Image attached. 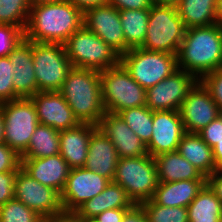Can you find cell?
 I'll use <instances>...</instances> for the list:
<instances>
[{"label":"cell","mask_w":222,"mask_h":222,"mask_svg":"<svg viewBox=\"0 0 222 222\" xmlns=\"http://www.w3.org/2000/svg\"><path fill=\"white\" fill-rule=\"evenodd\" d=\"M205 184L206 180L158 183L151 200L165 207H188Z\"/></svg>","instance_id":"obj_24"},{"label":"cell","mask_w":222,"mask_h":222,"mask_svg":"<svg viewBox=\"0 0 222 222\" xmlns=\"http://www.w3.org/2000/svg\"><path fill=\"white\" fill-rule=\"evenodd\" d=\"M113 182L126 191L135 205L151 200L159 183L155 159L149 154L118 159Z\"/></svg>","instance_id":"obj_5"},{"label":"cell","mask_w":222,"mask_h":222,"mask_svg":"<svg viewBox=\"0 0 222 222\" xmlns=\"http://www.w3.org/2000/svg\"><path fill=\"white\" fill-rule=\"evenodd\" d=\"M121 222H148L146 214L140 205H134L129 209Z\"/></svg>","instance_id":"obj_44"},{"label":"cell","mask_w":222,"mask_h":222,"mask_svg":"<svg viewBox=\"0 0 222 222\" xmlns=\"http://www.w3.org/2000/svg\"><path fill=\"white\" fill-rule=\"evenodd\" d=\"M15 198L34 210L46 222L67 217L63 211L60 194L30 177L21 167L15 178Z\"/></svg>","instance_id":"obj_11"},{"label":"cell","mask_w":222,"mask_h":222,"mask_svg":"<svg viewBox=\"0 0 222 222\" xmlns=\"http://www.w3.org/2000/svg\"><path fill=\"white\" fill-rule=\"evenodd\" d=\"M198 81L192 74L178 69L146 90V106L151 111H179L189 91Z\"/></svg>","instance_id":"obj_12"},{"label":"cell","mask_w":222,"mask_h":222,"mask_svg":"<svg viewBox=\"0 0 222 222\" xmlns=\"http://www.w3.org/2000/svg\"><path fill=\"white\" fill-rule=\"evenodd\" d=\"M38 92L59 91L72 68L63 44L32 41Z\"/></svg>","instance_id":"obj_10"},{"label":"cell","mask_w":222,"mask_h":222,"mask_svg":"<svg viewBox=\"0 0 222 222\" xmlns=\"http://www.w3.org/2000/svg\"><path fill=\"white\" fill-rule=\"evenodd\" d=\"M177 61L178 69L198 80L222 68V27L213 24L186 29Z\"/></svg>","instance_id":"obj_2"},{"label":"cell","mask_w":222,"mask_h":222,"mask_svg":"<svg viewBox=\"0 0 222 222\" xmlns=\"http://www.w3.org/2000/svg\"><path fill=\"white\" fill-rule=\"evenodd\" d=\"M206 184L222 202V170H216L206 178Z\"/></svg>","instance_id":"obj_42"},{"label":"cell","mask_w":222,"mask_h":222,"mask_svg":"<svg viewBox=\"0 0 222 222\" xmlns=\"http://www.w3.org/2000/svg\"><path fill=\"white\" fill-rule=\"evenodd\" d=\"M118 115L147 146L152 137L153 111L145 105L124 109Z\"/></svg>","instance_id":"obj_31"},{"label":"cell","mask_w":222,"mask_h":222,"mask_svg":"<svg viewBox=\"0 0 222 222\" xmlns=\"http://www.w3.org/2000/svg\"><path fill=\"white\" fill-rule=\"evenodd\" d=\"M73 3L83 14L95 7L108 4V0H67Z\"/></svg>","instance_id":"obj_45"},{"label":"cell","mask_w":222,"mask_h":222,"mask_svg":"<svg viewBox=\"0 0 222 222\" xmlns=\"http://www.w3.org/2000/svg\"><path fill=\"white\" fill-rule=\"evenodd\" d=\"M0 222H46L34 210L16 198L0 206Z\"/></svg>","instance_id":"obj_34"},{"label":"cell","mask_w":222,"mask_h":222,"mask_svg":"<svg viewBox=\"0 0 222 222\" xmlns=\"http://www.w3.org/2000/svg\"><path fill=\"white\" fill-rule=\"evenodd\" d=\"M199 81L209 91L210 96L222 113V68L206 74Z\"/></svg>","instance_id":"obj_37"},{"label":"cell","mask_w":222,"mask_h":222,"mask_svg":"<svg viewBox=\"0 0 222 222\" xmlns=\"http://www.w3.org/2000/svg\"><path fill=\"white\" fill-rule=\"evenodd\" d=\"M30 99L35 106L39 124L50 126L58 131L70 129L79 124L59 91L37 92Z\"/></svg>","instance_id":"obj_17"},{"label":"cell","mask_w":222,"mask_h":222,"mask_svg":"<svg viewBox=\"0 0 222 222\" xmlns=\"http://www.w3.org/2000/svg\"><path fill=\"white\" fill-rule=\"evenodd\" d=\"M148 222H188L187 207H165L148 200L139 204Z\"/></svg>","instance_id":"obj_33"},{"label":"cell","mask_w":222,"mask_h":222,"mask_svg":"<svg viewBox=\"0 0 222 222\" xmlns=\"http://www.w3.org/2000/svg\"><path fill=\"white\" fill-rule=\"evenodd\" d=\"M55 222H74L69 216Z\"/></svg>","instance_id":"obj_52"},{"label":"cell","mask_w":222,"mask_h":222,"mask_svg":"<svg viewBox=\"0 0 222 222\" xmlns=\"http://www.w3.org/2000/svg\"><path fill=\"white\" fill-rule=\"evenodd\" d=\"M211 148L222 142V113L197 133Z\"/></svg>","instance_id":"obj_39"},{"label":"cell","mask_w":222,"mask_h":222,"mask_svg":"<svg viewBox=\"0 0 222 222\" xmlns=\"http://www.w3.org/2000/svg\"><path fill=\"white\" fill-rule=\"evenodd\" d=\"M59 93L64 97L79 123L99 125L105 113L99 71L72 67Z\"/></svg>","instance_id":"obj_3"},{"label":"cell","mask_w":222,"mask_h":222,"mask_svg":"<svg viewBox=\"0 0 222 222\" xmlns=\"http://www.w3.org/2000/svg\"><path fill=\"white\" fill-rule=\"evenodd\" d=\"M128 210L123 208L106 210L98 214L95 219L98 222H121Z\"/></svg>","instance_id":"obj_43"},{"label":"cell","mask_w":222,"mask_h":222,"mask_svg":"<svg viewBox=\"0 0 222 222\" xmlns=\"http://www.w3.org/2000/svg\"><path fill=\"white\" fill-rule=\"evenodd\" d=\"M8 57L13 68L14 100L32 97L38 92L32 58V41L24 37Z\"/></svg>","instance_id":"obj_18"},{"label":"cell","mask_w":222,"mask_h":222,"mask_svg":"<svg viewBox=\"0 0 222 222\" xmlns=\"http://www.w3.org/2000/svg\"><path fill=\"white\" fill-rule=\"evenodd\" d=\"M119 13L125 36L126 52L133 48H140L146 38L149 9L119 10Z\"/></svg>","instance_id":"obj_29"},{"label":"cell","mask_w":222,"mask_h":222,"mask_svg":"<svg viewBox=\"0 0 222 222\" xmlns=\"http://www.w3.org/2000/svg\"><path fill=\"white\" fill-rule=\"evenodd\" d=\"M185 134L179 111H153L152 137L146 146L147 153L153 158L169 152H175Z\"/></svg>","instance_id":"obj_16"},{"label":"cell","mask_w":222,"mask_h":222,"mask_svg":"<svg viewBox=\"0 0 222 222\" xmlns=\"http://www.w3.org/2000/svg\"><path fill=\"white\" fill-rule=\"evenodd\" d=\"M120 63L144 89L172 75L178 70L177 55L133 48L120 56Z\"/></svg>","instance_id":"obj_8"},{"label":"cell","mask_w":222,"mask_h":222,"mask_svg":"<svg viewBox=\"0 0 222 222\" xmlns=\"http://www.w3.org/2000/svg\"><path fill=\"white\" fill-rule=\"evenodd\" d=\"M4 118V142L20 156L27 150L39 125L35 106L30 98H18L0 104Z\"/></svg>","instance_id":"obj_9"},{"label":"cell","mask_w":222,"mask_h":222,"mask_svg":"<svg viewBox=\"0 0 222 222\" xmlns=\"http://www.w3.org/2000/svg\"><path fill=\"white\" fill-rule=\"evenodd\" d=\"M63 45L72 67L103 71L120 63V55L84 25Z\"/></svg>","instance_id":"obj_4"},{"label":"cell","mask_w":222,"mask_h":222,"mask_svg":"<svg viewBox=\"0 0 222 222\" xmlns=\"http://www.w3.org/2000/svg\"><path fill=\"white\" fill-rule=\"evenodd\" d=\"M97 127L89 123H79L73 128L60 131L59 154L71 169L85 166L89 139Z\"/></svg>","instance_id":"obj_22"},{"label":"cell","mask_w":222,"mask_h":222,"mask_svg":"<svg viewBox=\"0 0 222 222\" xmlns=\"http://www.w3.org/2000/svg\"><path fill=\"white\" fill-rule=\"evenodd\" d=\"M62 0H30L31 5L36 4H44V3H51V2H59Z\"/></svg>","instance_id":"obj_50"},{"label":"cell","mask_w":222,"mask_h":222,"mask_svg":"<svg viewBox=\"0 0 222 222\" xmlns=\"http://www.w3.org/2000/svg\"><path fill=\"white\" fill-rule=\"evenodd\" d=\"M212 149L217 170H222V142L216 143Z\"/></svg>","instance_id":"obj_46"},{"label":"cell","mask_w":222,"mask_h":222,"mask_svg":"<svg viewBox=\"0 0 222 222\" xmlns=\"http://www.w3.org/2000/svg\"><path fill=\"white\" fill-rule=\"evenodd\" d=\"M215 17L216 24L222 27V0H217Z\"/></svg>","instance_id":"obj_48"},{"label":"cell","mask_w":222,"mask_h":222,"mask_svg":"<svg viewBox=\"0 0 222 222\" xmlns=\"http://www.w3.org/2000/svg\"><path fill=\"white\" fill-rule=\"evenodd\" d=\"M108 4H111L117 10H140L150 9L152 0H108Z\"/></svg>","instance_id":"obj_41"},{"label":"cell","mask_w":222,"mask_h":222,"mask_svg":"<svg viewBox=\"0 0 222 222\" xmlns=\"http://www.w3.org/2000/svg\"><path fill=\"white\" fill-rule=\"evenodd\" d=\"M185 30L177 7L152 4L146 38L141 48L177 55Z\"/></svg>","instance_id":"obj_7"},{"label":"cell","mask_w":222,"mask_h":222,"mask_svg":"<svg viewBox=\"0 0 222 222\" xmlns=\"http://www.w3.org/2000/svg\"><path fill=\"white\" fill-rule=\"evenodd\" d=\"M4 118H3V114L2 111L0 109V143L4 142Z\"/></svg>","instance_id":"obj_49"},{"label":"cell","mask_w":222,"mask_h":222,"mask_svg":"<svg viewBox=\"0 0 222 222\" xmlns=\"http://www.w3.org/2000/svg\"><path fill=\"white\" fill-rule=\"evenodd\" d=\"M83 25L99 36L120 56L126 53L120 13L111 4H105L86 11L83 17Z\"/></svg>","instance_id":"obj_15"},{"label":"cell","mask_w":222,"mask_h":222,"mask_svg":"<svg viewBox=\"0 0 222 222\" xmlns=\"http://www.w3.org/2000/svg\"><path fill=\"white\" fill-rule=\"evenodd\" d=\"M99 74L105 112L118 114L127 108L146 105V89L131 77L121 63L99 71Z\"/></svg>","instance_id":"obj_6"},{"label":"cell","mask_w":222,"mask_h":222,"mask_svg":"<svg viewBox=\"0 0 222 222\" xmlns=\"http://www.w3.org/2000/svg\"><path fill=\"white\" fill-rule=\"evenodd\" d=\"M111 181L84 167L72 168L60 193V200L66 216H70L85 201L103 192Z\"/></svg>","instance_id":"obj_13"},{"label":"cell","mask_w":222,"mask_h":222,"mask_svg":"<svg viewBox=\"0 0 222 222\" xmlns=\"http://www.w3.org/2000/svg\"><path fill=\"white\" fill-rule=\"evenodd\" d=\"M115 146L98 127L89 139L87 159L84 168L113 181L118 163Z\"/></svg>","instance_id":"obj_21"},{"label":"cell","mask_w":222,"mask_h":222,"mask_svg":"<svg viewBox=\"0 0 222 222\" xmlns=\"http://www.w3.org/2000/svg\"><path fill=\"white\" fill-rule=\"evenodd\" d=\"M17 172L0 173V206L15 198V178Z\"/></svg>","instance_id":"obj_40"},{"label":"cell","mask_w":222,"mask_h":222,"mask_svg":"<svg viewBox=\"0 0 222 222\" xmlns=\"http://www.w3.org/2000/svg\"><path fill=\"white\" fill-rule=\"evenodd\" d=\"M182 0H152V4L177 7Z\"/></svg>","instance_id":"obj_47"},{"label":"cell","mask_w":222,"mask_h":222,"mask_svg":"<svg viewBox=\"0 0 222 222\" xmlns=\"http://www.w3.org/2000/svg\"><path fill=\"white\" fill-rule=\"evenodd\" d=\"M13 68L9 57H0V104L14 100Z\"/></svg>","instance_id":"obj_35"},{"label":"cell","mask_w":222,"mask_h":222,"mask_svg":"<svg viewBox=\"0 0 222 222\" xmlns=\"http://www.w3.org/2000/svg\"><path fill=\"white\" fill-rule=\"evenodd\" d=\"M98 128L115 146L119 159L148 154L146 145L118 114L105 112L101 117Z\"/></svg>","instance_id":"obj_19"},{"label":"cell","mask_w":222,"mask_h":222,"mask_svg":"<svg viewBox=\"0 0 222 222\" xmlns=\"http://www.w3.org/2000/svg\"><path fill=\"white\" fill-rule=\"evenodd\" d=\"M177 152L206 178L217 170L213 149L197 133H185Z\"/></svg>","instance_id":"obj_26"},{"label":"cell","mask_w":222,"mask_h":222,"mask_svg":"<svg viewBox=\"0 0 222 222\" xmlns=\"http://www.w3.org/2000/svg\"><path fill=\"white\" fill-rule=\"evenodd\" d=\"M59 133L50 126L39 124L21 158H45L59 154Z\"/></svg>","instance_id":"obj_30"},{"label":"cell","mask_w":222,"mask_h":222,"mask_svg":"<svg viewBox=\"0 0 222 222\" xmlns=\"http://www.w3.org/2000/svg\"><path fill=\"white\" fill-rule=\"evenodd\" d=\"M31 10L30 0H0V23L25 32Z\"/></svg>","instance_id":"obj_32"},{"label":"cell","mask_w":222,"mask_h":222,"mask_svg":"<svg viewBox=\"0 0 222 222\" xmlns=\"http://www.w3.org/2000/svg\"><path fill=\"white\" fill-rule=\"evenodd\" d=\"M134 205L126 191L119 184L111 181L103 192L85 201L69 217L95 218L106 210L118 208L131 209Z\"/></svg>","instance_id":"obj_23"},{"label":"cell","mask_w":222,"mask_h":222,"mask_svg":"<svg viewBox=\"0 0 222 222\" xmlns=\"http://www.w3.org/2000/svg\"><path fill=\"white\" fill-rule=\"evenodd\" d=\"M185 133H198L220 115L209 91L198 81L180 107Z\"/></svg>","instance_id":"obj_14"},{"label":"cell","mask_w":222,"mask_h":222,"mask_svg":"<svg viewBox=\"0 0 222 222\" xmlns=\"http://www.w3.org/2000/svg\"><path fill=\"white\" fill-rule=\"evenodd\" d=\"M21 167V156L5 142L0 143V173L17 172Z\"/></svg>","instance_id":"obj_38"},{"label":"cell","mask_w":222,"mask_h":222,"mask_svg":"<svg viewBox=\"0 0 222 222\" xmlns=\"http://www.w3.org/2000/svg\"><path fill=\"white\" fill-rule=\"evenodd\" d=\"M188 222H219L222 218V202L207 184L188 205Z\"/></svg>","instance_id":"obj_28"},{"label":"cell","mask_w":222,"mask_h":222,"mask_svg":"<svg viewBox=\"0 0 222 222\" xmlns=\"http://www.w3.org/2000/svg\"><path fill=\"white\" fill-rule=\"evenodd\" d=\"M74 222H98L95 218H71Z\"/></svg>","instance_id":"obj_51"},{"label":"cell","mask_w":222,"mask_h":222,"mask_svg":"<svg viewBox=\"0 0 222 222\" xmlns=\"http://www.w3.org/2000/svg\"><path fill=\"white\" fill-rule=\"evenodd\" d=\"M21 168L39 183L63 191L71 168L60 154L45 158H21Z\"/></svg>","instance_id":"obj_20"},{"label":"cell","mask_w":222,"mask_h":222,"mask_svg":"<svg viewBox=\"0 0 222 222\" xmlns=\"http://www.w3.org/2000/svg\"><path fill=\"white\" fill-rule=\"evenodd\" d=\"M84 14L70 1L31 5L25 38L42 43L64 44L83 26Z\"/></svg>","instance_id":"obj_1"},{"label":"cell","mask_w":222,"mask_h":222,"mask_svg":"<svg viewBox=\"0 0 222 222\" xmlns=\"http://www.w3.org/2000/svg\"><path fill=\"white\" fill-rule=\"evenodd\" d=\"M158 182L170 183L182 180H206V177L177 151L154 157Z\"/></svg>","instance_id":"obj_25"},{"label":"cell","mask_w":222,"mask_h":222,"mask_svg":"<svg viewBox=\"0 0 222 222\" xmlns=\"http://www.w3.org/2000/svg\"><path fill=\"white\" fill-rule=\"evenodd\" d=\"M24 37L19 27L0 23V57L8 56Z\"/></svg>","instance_id":"obj_36"},{"label":"cell","mask_w":222,"mask_h":222,"mask_svg":"<svg viewBox=\"0 0 222 222\" xmlns=\"http://www.w3.org/2000/svg\"><path fill=\"white\" fill-rule=\"evenodd\" d=\"M217 0H182L177 6L178 14L186 29L216 24Z\"/></svg>","instance_id":"obj_27"}]
</instances>
